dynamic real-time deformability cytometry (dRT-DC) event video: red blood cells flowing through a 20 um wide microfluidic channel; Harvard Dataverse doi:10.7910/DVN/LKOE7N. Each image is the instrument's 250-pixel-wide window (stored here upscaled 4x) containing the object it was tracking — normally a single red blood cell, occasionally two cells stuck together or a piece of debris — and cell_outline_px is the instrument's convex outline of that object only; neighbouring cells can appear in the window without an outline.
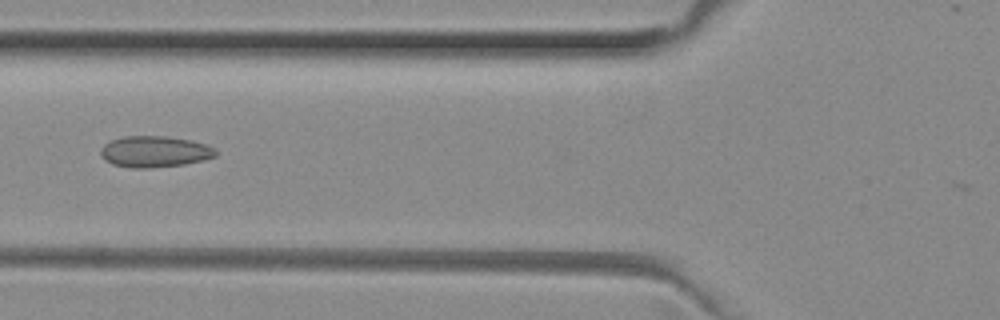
{"species": "common noctule bat (a hibernating species)", "species_latin": "Nyctalus noctula", "temperature_condition": "room temperature", "stored_images_in_passage": 41, "camera_frame_rate_fps": 3000, "um_per_image_px": 0.085, "animal": {"sex": "female", "body_mass_g": 29.2, "forearm_length_mm": 56.3}, "frame": {"image": 1, "passage_image": 9, "time_ms": 2.667, "image_size_px": [1000, 320], "cell_outline_px": [[216, 156], [204, 160], [184, 164], [148, 168], [132, 168], [112, 164], [104, 160], [100, 152], [100, 148], [104, 144], [112, 140], [124, 136], [168, 136], [192, 140], [208, 144], [216, 148]], "centroid_in_image_um": [13.17, 12.88], "position_along_channel_um": 112.6, "area_um2": 21.15}}
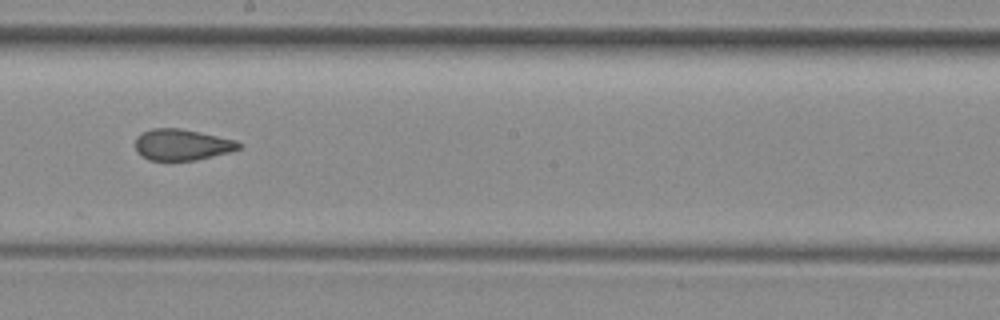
{"frame": {"image": 2, "passage_image": 18, "time_ms": 5.667, "image_size_px": [1000, 320], "cell_outline_px": [[240, 148], [228, 152], [196, 160], [148, 160], [140, 156], [136, 152], [136, 136], [140, 132], [152, 128], [180, 128], [200, 132], [236, 140], [240, 144]], "centroid_in_image_um": [15.4, 12.29], "position_along_channel_um": 232.8, "area_um2": 18.84}}
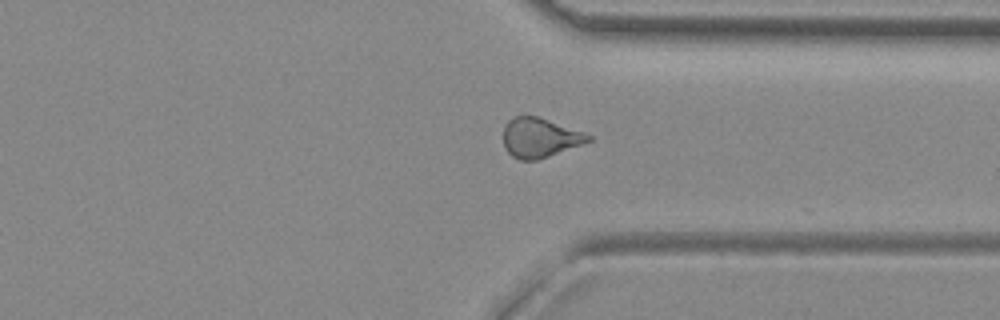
{"frame": {"image": 3, "passage_image": 28, "time_ms": 9.0, "image_size_px": [1000, 320], "cell_outline_px": [[592, 140], [536, 160], [520, 160], [512, 156], [504, 148], [504, 124], [512, 116], [536, 116], [584, 132], [592, 136]], "centroid_in_image_um": [45.84, 11.69], "position_along_channel_um": 365.6, "area_um2": 19.31}, "authors_computed_cell_mechanics": {"area_um2": 19.7098, "velocity_mm_per_s": 4.0039, "shape_relaxation_time_tau1_ms": null, "shape_relaxation_time_tau2_ms": 1.7704, "deformation_change_tau1": null, "deformation_change_tau2": 0.097}}